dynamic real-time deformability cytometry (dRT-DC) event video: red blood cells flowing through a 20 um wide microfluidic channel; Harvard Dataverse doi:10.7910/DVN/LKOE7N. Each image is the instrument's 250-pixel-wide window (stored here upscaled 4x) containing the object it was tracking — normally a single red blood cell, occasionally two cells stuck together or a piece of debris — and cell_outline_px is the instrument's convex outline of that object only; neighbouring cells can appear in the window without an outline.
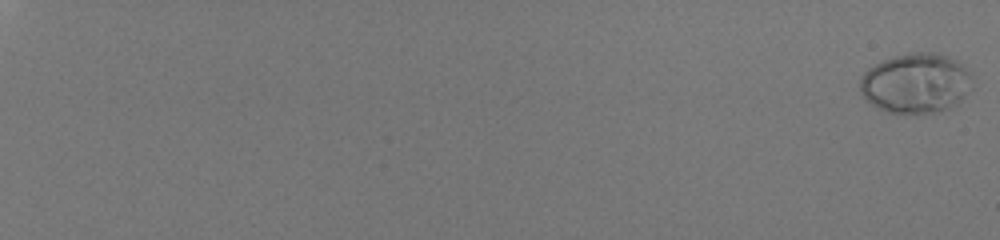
{"species": "human", "species_latin": "Homo sapiens", "temperature_condition": "room temperature", "stored_images_in_passage": 58, "camera_frame_rate_fps": 3000, "um_per_image_px": 0.085, "donor": {"sex": "male"}, "frame": {"image": 1, "passage_image": 1, "time_ms": 0.0, "image_size_px": [1000, 240], "cell_outline_px": [[972, 88], [956, 104], [940, 112], [888, 112], [872, 104], [860, 92], [860, 76], [868, 68], [884, 60], [896, 56], [912, 52], [936, 52], [948, 56], [964, 64], [972, 76]], "centroid_in_image_um": [77.88, 7.05], "position_along_channel_um": 7.1, "area_um2": 39.13}}
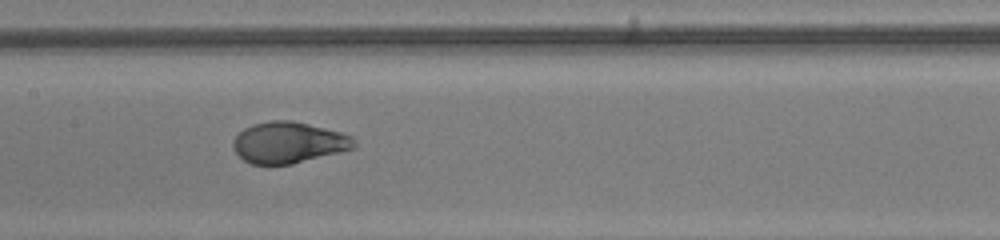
{"frame": {"image": 2, "passage_image": 36, "time_ms": 11.667, "image_size_px": [1000, 240], "cell_outline_px": [[356, 148], [292, 164], [252, 164], [244, 160], [236, 152], [232, 144], [232, 140], [244, 128], [252, 124], [272, 120], [292, 120], [340, 132], [352, 136], [356, 140]], "centroid_in_image_um": [24.54, 12.11], "position_along_channel_um": 182.9, "area_um2": 29.02}}
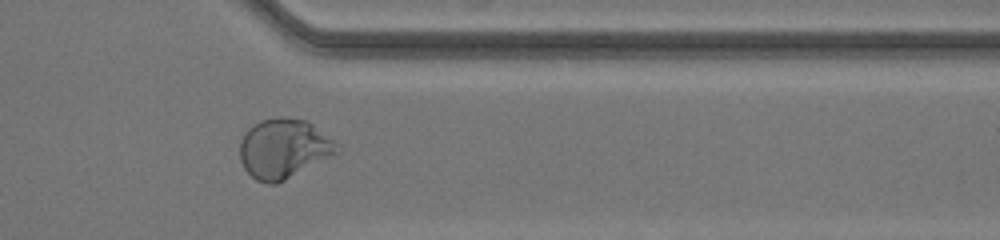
{"frame": {"image": 3, "passage_image": 51, "time_ms": 16.667, "image_size_px": [1000, 240], "cell_outline_px": [[340, 152], [276, 184], [268, 184], [256, 180], [244, 168], [240, 160], [240, 140], [244, 132], [252, 124], [260, 120], [276, 116], [284, 116], [308, 120], [336, 140], [340, 144]], "centroid_in_image_um": [24.13, 12.59], "position_along_channel_um": 387.3, "area_um2": 34.33}, "authors_computed_cell_mechanics": {"area_um2": 31.6455, "velocity_mm_per_s": 4.0815, "shape_relaxation_time_tau1_ms": 2.979, "shape_relaxation_time_tau2_ms": null, "deformation_change_tau1": 0.1882, "deformation_change_tau2": null}}